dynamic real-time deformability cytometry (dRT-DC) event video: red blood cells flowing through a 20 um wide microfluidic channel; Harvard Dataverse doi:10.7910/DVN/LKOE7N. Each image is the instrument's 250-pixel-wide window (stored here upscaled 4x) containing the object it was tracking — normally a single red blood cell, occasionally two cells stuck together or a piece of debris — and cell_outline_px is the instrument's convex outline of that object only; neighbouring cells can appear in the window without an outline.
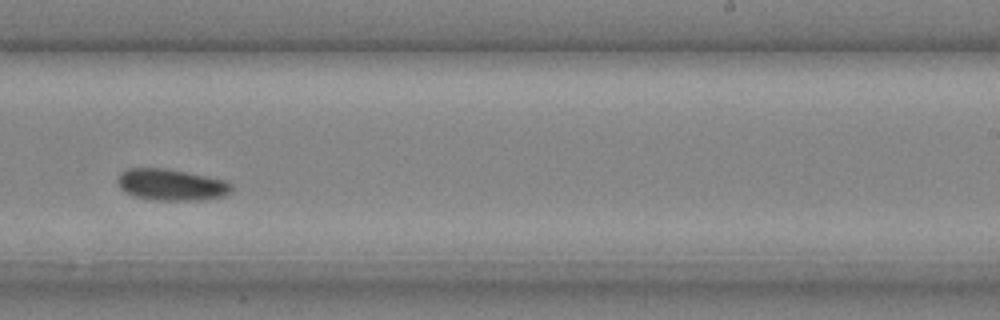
{"species": "common noctule bat (a hibernating species)", "species_latin": "Nyctalus noctula", "temperature_condition": "cold", "stored_images_in_passage": 27, "camera_frame_rate_fps": 3000, "um_per_image_px": 0.085, "animal": {"sex": "male", "body_mass_g": 20.4}, "frame": {"image": 1, "passage_image": 16, "time_ms": 5.0, "image_size_px": [1000, 320], "cell_outline_px": [[232, 192], [224, 196], [196, 200], [152, 200], [136, 196], [124, 192], [120, 188], [116, 180], [116, 176], [120, 172], [128, 168], [168, 168], [228, 180], [232, 184]], "centroid_in_image_um": [14.55, 15.69], "position_along_channel_um": 274.4, "area_um2": 21.27}}